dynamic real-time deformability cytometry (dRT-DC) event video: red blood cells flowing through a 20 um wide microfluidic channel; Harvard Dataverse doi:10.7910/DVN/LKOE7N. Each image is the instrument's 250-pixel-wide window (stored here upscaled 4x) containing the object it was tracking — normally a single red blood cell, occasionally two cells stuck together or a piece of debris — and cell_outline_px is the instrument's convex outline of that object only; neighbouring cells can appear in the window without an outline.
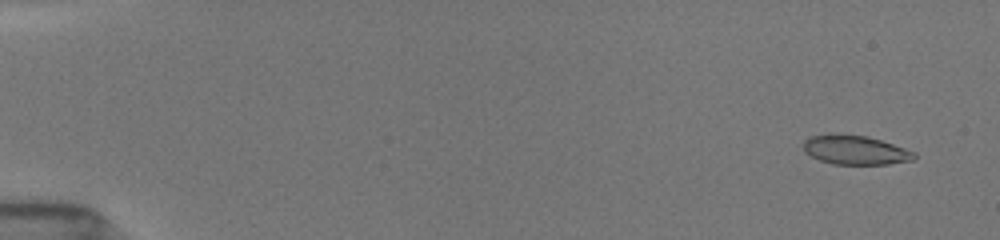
{"species": "common noctule bat (a hibernating species)", "species_latin": "Nyctalus noctula", "temperature_condition": "room temperature", "stored_images_in_passage": 53, "camera_frame_rate_fps": 3000, "um_per_image_px": 0.085, "animal": {"sex": "female", "body_mass_g": 19.5, "forearm_length_mm": 54.1}, "frame": {"image": 1, "passage_image": 3, "time_ms": 0.667, "image_size_px": [1000, 240], "cell_outline_px": [[916, 160], [888, 164], [832, 164], [820, 160], [804, 152], [804, 140], [808, 136], [828, 132], [840, 132], [868, 136], [916, 152]], "centroid_in_image_um": [72.66, 12.72], "position_along_channel_um": 12.3, "area_um2": 19.36}}
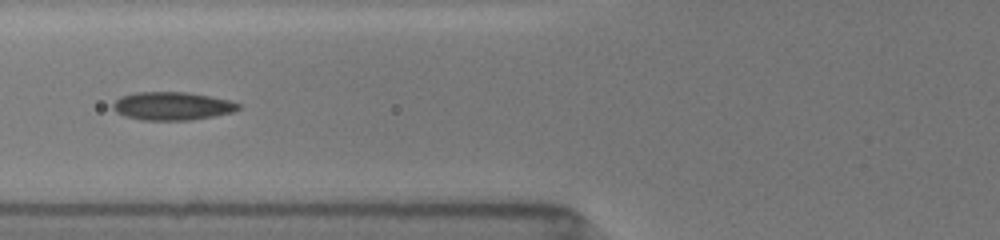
{"frame": {"image": 2, "passage_image": 22, "time_ms": 7.0, "image_size_px": [1000, 240], "cell_outline_px": [[240, 108], [232, 112], [212, 116], [188, 120], [140, 120], [124, 116], [116, 112], [112, 108], [112, 104], [120, 96], [136, 92], [188, 92], [212, 96], [232, 100], [240, 104]], "centroid_in_image_um": [14.62, 9.0], "position_along_channel_um": 111.2, "area_um2": 20.75}}
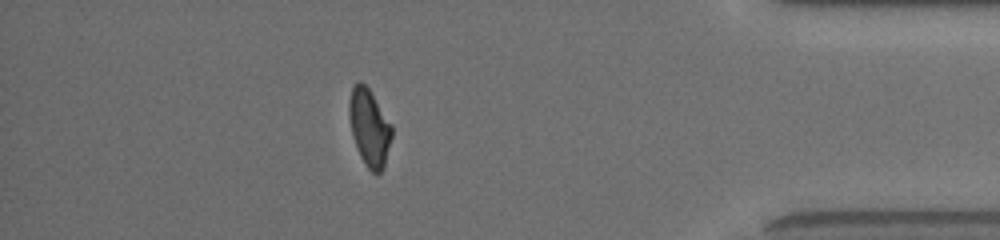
{"frame": {"image": 3, "passage_image": 47, "time_ms": 15.333, "image_size_px": [1000, 240], "cell_outline_px": [[392, 136], [384, 168], [376, 176], [364, 164], [360, 156], [352, 136], [348, 116], [348, 100], [352, 88], [356, 80], [360, 80], [368, 88], [392, 124]], "centroid_in_image_um": [31.38, 10.85], "position_along_channel_um": 403.8, "area_um2": 19.48}, "authors_computed_cell_mechanics": {"area_um2": 19.652, "velocity_mm_per_s": 3.9291, "shape_relaxation_time_tau1_ms": 6.2507, "shape_relaxation_time_tau2_ms": 1.7252, "deformation_change_tau1": 0.1661, "deformation_change_tau2": 0.0775}}